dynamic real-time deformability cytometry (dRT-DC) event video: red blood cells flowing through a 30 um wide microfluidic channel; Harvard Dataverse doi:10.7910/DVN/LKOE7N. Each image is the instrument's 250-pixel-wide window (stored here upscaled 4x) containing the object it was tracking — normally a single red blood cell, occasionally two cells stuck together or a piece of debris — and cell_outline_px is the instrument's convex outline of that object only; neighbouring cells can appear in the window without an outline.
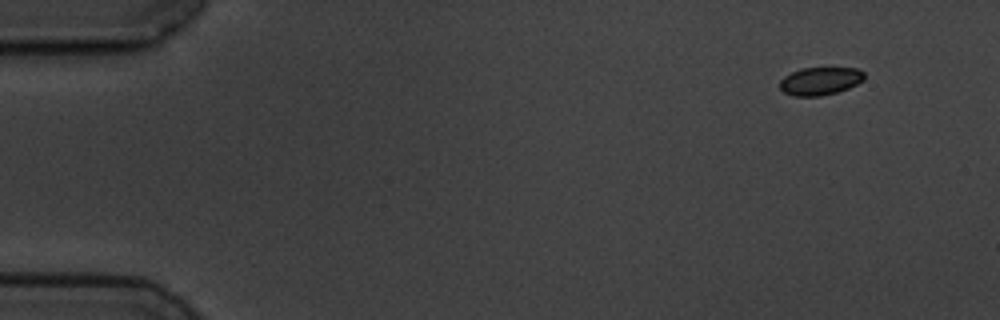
{"species": "common noctule bat (a hibernating species)", "species_latin": "Nyctalus noctula", "temperature_condition": "cold", "stored_images_in_passage": 4, "camera_frame_rate_fps": 3000, "um_per_image_px": 0.085, "animal": {"sex": "male", "body_mass_g": 19.5, "forearm_length_mm": 54.6}, "frame": {"image": 1, "passage_image": 1, "time_ms": 0.0, "image_size_px": [1000, 320], "cell_outline_px": [[864, 80], [848, 88], [836, 92], [820, 96], [792, 96], [784, 92], [780, 88], [780, 80], [784, 76], [792, 72], [804, 68], [860, 68], [864, 72]], "centroid_in_image_um": [69.72, 6.89], "position_along_channel_um": 15.3, "area_um2": 13.7}}